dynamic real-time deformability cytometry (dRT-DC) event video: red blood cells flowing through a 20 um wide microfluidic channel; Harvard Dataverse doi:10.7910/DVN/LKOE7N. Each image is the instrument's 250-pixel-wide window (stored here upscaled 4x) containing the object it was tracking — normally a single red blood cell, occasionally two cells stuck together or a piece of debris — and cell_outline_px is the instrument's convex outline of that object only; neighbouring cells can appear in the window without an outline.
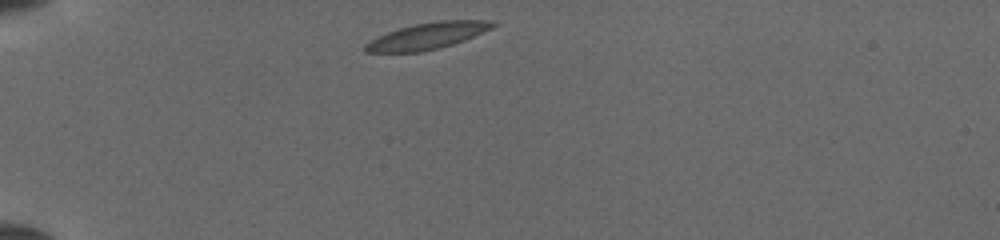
{"species": "common noctule bat (a hibernating species)", "species_latin": "Nyctalus noctula", "temperature_condition": "cold", "stored_images_in_passage": 37, "camera_frame_rate_fps": 3000, "um_per_image_px": 0.085, "animal": {"sex": "female", "body_mass_g": 19.5, "forearm_length_mm": 54.1}, "frame": {"image": 1, "passage_image": 1, "time_ms": 0.0, "image_size_px": [1000, 240], "cell_outline_px": [[500, 24], [492, 28], [464, 40], [440, 48], [420, 52], [364, 52], [364, 44], [376, 36], [400, 28], [416, 24], [440, 20], [488, 20]], "centroid_in_image_um": [36.33, 3.05], "position_along_channel_um": 48.7, "area_um2": 19.59}}
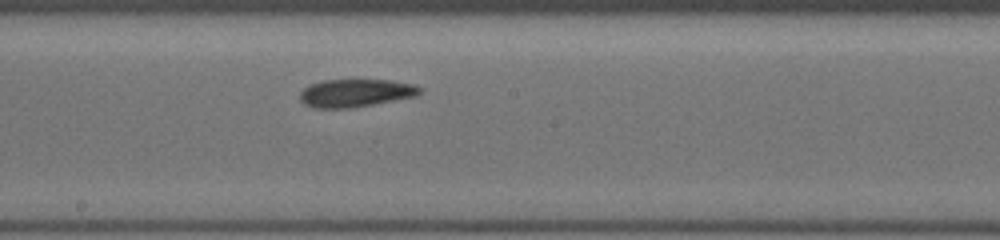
{"frame": {"image": 2, "passage_image": 16, "time_ms": 5.0, "image_size_px": [1000, 240], "cell_outline_px": [[420, 92], [416, 96], [372, 104], [348, 108], [316, 108], [304, 104], [300, 100], [300, 92], [308, 84], [320, 80], [388, 80], [412, 84], [420, 88]], "centroid_in_image_um": [30.15, 7.9], "position_along_channel_um": 218.0, "area_um2": 19.31}}
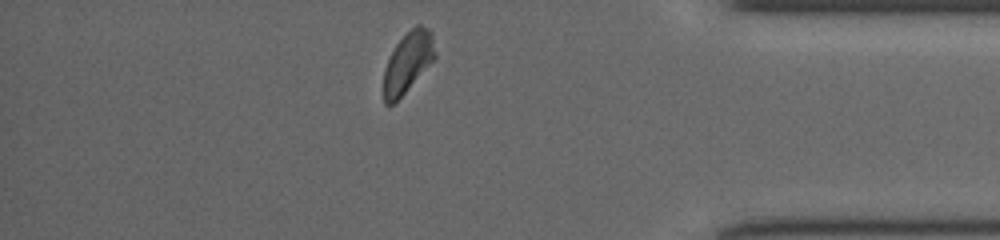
{"frame": {"image": 3, "passage_image": 31, "time_ms": 10.0, "image_size_px": [1000, 240], "cell_outline_px": [[436, 56], [404, 92], [392, 104], [384, 104], [384, 68], [396, 44], [416, 24], [420, 24], [428, 28], [432, 32], [436, 52]], "centroid_in_image_um": [34.68, 5.24], "position_along_channel_um": 400.5, "area_um2": 17.57}}